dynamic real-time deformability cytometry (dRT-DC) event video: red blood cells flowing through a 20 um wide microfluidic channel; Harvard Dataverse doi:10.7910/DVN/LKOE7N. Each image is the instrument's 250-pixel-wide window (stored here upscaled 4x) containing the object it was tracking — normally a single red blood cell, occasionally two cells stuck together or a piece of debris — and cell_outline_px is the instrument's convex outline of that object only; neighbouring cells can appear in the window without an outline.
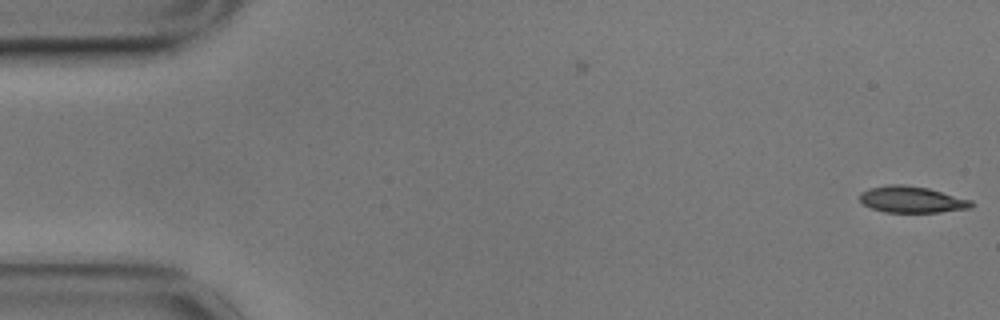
{"species": "common noctule bat (a hibernating species)", "species_latin": "Nyctalus noctula", "temperature_condition": "cold", "stored_images_in_passage": 56, "camera_frame_rate_fps": 3000, "um_per_image_px": 0.085, "animal": {"sex": "male", "body_mass_g": 17.9}, "frame": {"image": 1, "passage_image": 1, "time_ms": 0.0, "image_size_px": [1000, 320], "cell_outline_px": [[976, 204], [972, 208], [940, 212], [884, 212], [872, 208], [864, 204], [860, 200], [860, 192], [868, 188], [888, 184], [904, 184], [928, 188], [972, 200]], "centroid_in_image_um": [77.53, 16.95], "position_along_channel_um": 7.5, "area_um2": 17.34}}
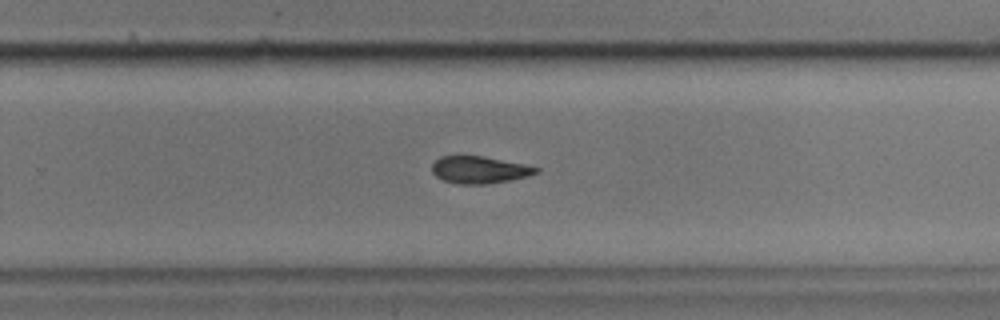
{"frame": {"image": 2, "passage_image": 36, "time_ms": 11.667, "image_size_px": [1000, 320], "cell_outline_px": [[540, 172], [528, 176], [488, 184], [460, 184], [444, 180], [436, 176], [432, 172], [432, 164], [440, 156], [484, 156], [524, 164], [540, 168]], "centroid_in_image_um": [40.76, 14.43], "position_along_channel_um": 289.0, "area_um2": 16.42}}
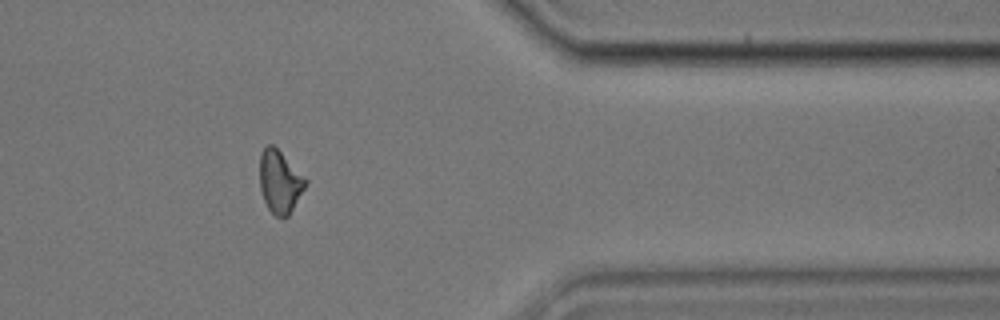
{"frame": {"image": 3, "passage_image": 46, "time_ms": 15.0, "image_size_px": [1000, 320], "cell_outline_px": [[308, 184], [288, 216], [276, 216], [268, 208], [264, 200], [260, 188], [260, 156], [264, 148], [268, 144], [272, 144], [308, 180]], "centroid_in_image_um": [23.8, 15.45], "position_along_channel_um": 387.6, "area_um2": 16.47}, "authors_computed_cell_mechanics": {"area_um2": 17.34, "velocity_mm_per_s": 3.524, "shape_relaxation_time_tau1_ms": 3.1087, "shape_relaxation_time_tau2_ms": 9.0638, "deformation_change_tau1": 0.0986, "deformation_change_tau2": 0.1705}}